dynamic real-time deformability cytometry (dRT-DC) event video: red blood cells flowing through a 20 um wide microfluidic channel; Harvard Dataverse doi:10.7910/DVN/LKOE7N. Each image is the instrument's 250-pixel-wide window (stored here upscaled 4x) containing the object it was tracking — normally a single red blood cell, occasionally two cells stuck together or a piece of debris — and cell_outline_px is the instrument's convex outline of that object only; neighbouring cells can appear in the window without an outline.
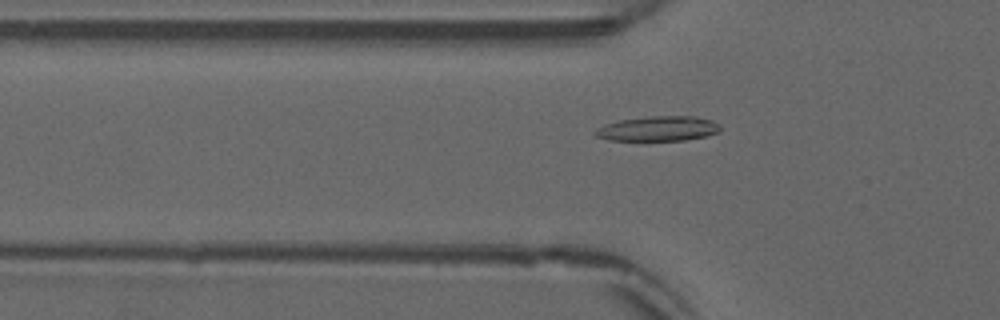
{"species": "common noctule bat (a hibernating species)", "species_latin": "Nyctalus noctula", "temperature_condition": "warm", "stored_images_in_passage": 41, "camera_frame_rate_fps": 3000, "um_per_image_px": 0.085, "animal": {"sex": "male", "forearm_length_mm": 52.5}, "frame": {"image": 1, "passage_image": 6, "time_ms": 1.667, "image_size_px": [1000, 320], "cell_outline_px": [[720, 132], [708, 136], [684, 140], [608, 140], [596, 136], [592, 132], [596, 128], [604, 124], [620, 120], [648, 116], [696, 116], [712, 120], [720, 124]], "centroid_in_image_um": [55.95, 10.93], "position_along_channel_um": 69.8, "area_um2": 18.32}}
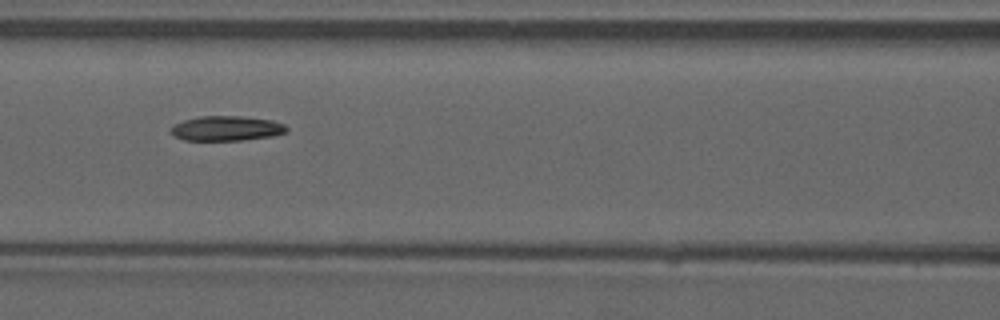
{"frame": {"image": 2, "passage_image": 12, "time_ms": 3.667, "image_size_px": [1000, 320], "cell_outline_px": [[288, 128], [284, 132], [272, 136], [244, 140], [184, 140], [176, 136], [172, 132], [172, 124], [184, 120], [200, 116], [240, 116], [272, 120], [284, 124]], "centroid_in_image_um": [19.25, 10.91], "position_along_channel_um": 147.3, "area_um2": 16.59}}
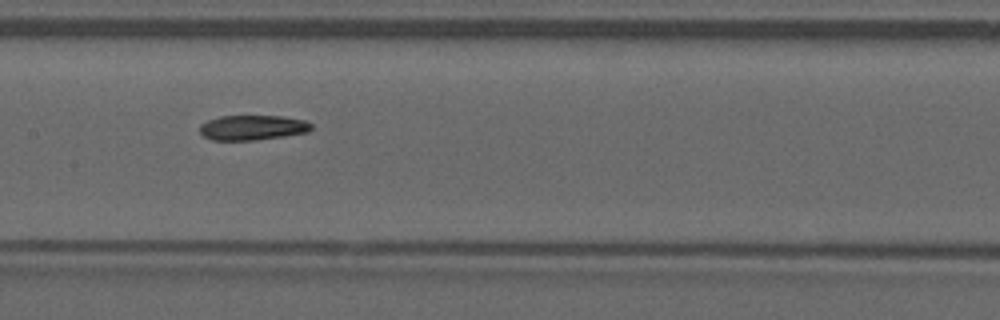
{"frame": {"image": 3, "passage_image": 15, "time_ms": 4.667, "image_size_px": [1000, 320], "cell_outline_px": [[312, 128], [308, 132], [284, 136], [256, 140], [212, 140], [204, 136], [200, 132], [200, 124], [208, 120], [220, 116], [284, 116], [304, 120], [312, 124]], "centroid_in_image_um": [21.47, 10.84], "position_along_channel_um": 185.9, "area_um2": 16.24}, "authors_computed_cell_mechanics": {"area_um2": 16.8198, "velocity_mm_per_s": 3.8609, "shape_relaxation_time_tau1_ms": 10.0652, "shape_relaxation_time_tau2_ms": null, "deformation_change_tau1": 0.1905, "deformation_change_tau2": null}}